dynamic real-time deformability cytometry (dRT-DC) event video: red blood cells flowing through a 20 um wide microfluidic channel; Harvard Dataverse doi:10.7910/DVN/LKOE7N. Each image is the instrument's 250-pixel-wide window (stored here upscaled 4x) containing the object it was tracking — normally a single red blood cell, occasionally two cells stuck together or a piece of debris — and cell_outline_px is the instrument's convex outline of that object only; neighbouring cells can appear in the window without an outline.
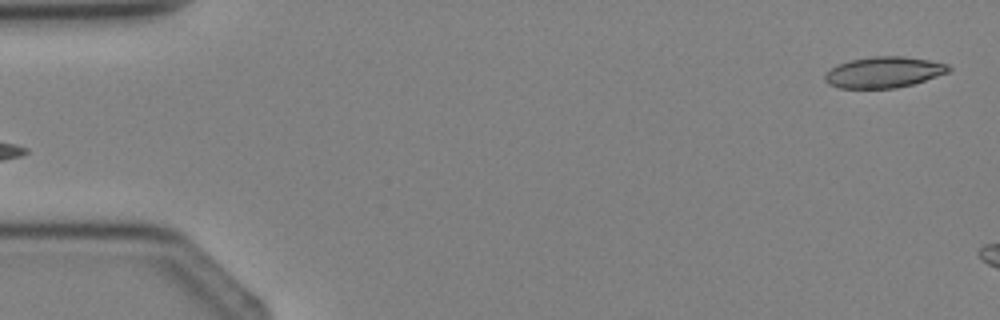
{"species": "Egyptian fruit bat (a non-hibernating species)", "species_latin": "Rousettus aegyptiacus", "temperature_condition": "cold", "stored_images_in_passage": 3, "segment_of_instrument_passage": [2, 2], "camera_frame_rate_fps": 3000, "um_per_image_px": 0.085, "animal": {"sex": "female"}, "frame": {"image": 1, "passage_image": 3, "time_ms": 2.667, "image_size_px": [1000, 320], "cell_outline_px": [[952, 68], [948, 72], [912, 84], [896, 88], [840, 88], [828, 84], [824, 80], [824, 76], [832, 68], [840, 64], [852, 60], [872, 56], [904, 56], [928, 60], [948, 64]], "centroid_in_image_um": [75.13, 6.14], "position_along_channel_um": 9.9, "area_um2": 22.08}}